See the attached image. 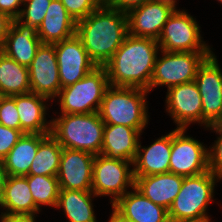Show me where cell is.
<instances>
[{
	"label": "cell",
	"instance_id": "1",
	"mask_svg": "<svg viewBox=\"0 0 222 222\" xmlns=\"http://www.w3.org/2000/svg\"><path fill=\"white\" fill-rule=\"evenodd\" d=\"M160 51L157 40L127 35L113 57L104 65L109 84L118 87L146 89Z\"/></svg>",
	"mask_w": 222,
	"mask_h": 222
},
{
	"label": "cell",
	"instance_id": "2",
	"mask_svg": "<svg viewBox=\"0 0 222 222\" xmlns=\"http://www.w3.org/2000/svg\"><path fill=\"white\" fill-rule=\"evenodd\" d=\"M76 35L96 66H104L128 35L127 13L100 6L77 21Z\"/></svg>",
	"mask_w": 222,
	"mask_h": 222
},
{
	"label": "cell",
	"instance_id": "3",
	"mask_svg": "<svg viewBox=\"0 0 222 222\" xmlns=\"http://www.w3.org/2000/svg\"><path fill=\"white\" fill-rule=\"evenodd\" d=\"M146 89L109 86L99 108V116L105 124L125 125L140 133L148 124Z\"/></svg>",
	"mask_w": 222,
	"mask_h": 222
},
{
	"label": "cell",
	"instance_id": "4",
	"mask_svg": "<svg viewBox=\"0 0 222 222\" xmlns=\"http://www.w3.org/2000/svg\"><path fill=\"white\" fill-rule=\"evenodd\" d=\"M105 123L98 112L61 114L51 119L50 134L63 147L71 150L101 153Z\"/></svg>",
	"mask_w": 222,
	"mask_h": 222
},
{
	"label": "cell",
	"instance_id": "5",
	"mask_svg": "<svg viewBox=\"0 0 222 222\" xmlns=\"http://www.w3.org/2000/svg\"><path fill=\"white\" fill-rule=\"evenodd\" d=\"M220 180L210 170L184 177L180 192L168 209L170 222L210 221L206 211L213 201L215 185Z\"/></svg>",
	"mask_w": 222,
	"mask_h": 222
},
{
	"label": "cell",
	"instance_id": "6",
	"mask_svg": "<svg viewBox=\"0 0 222 222\" xmlns=\"http://www.w3.org/2000/svg\"><path fill=\"white\" fill-rule=\"evenodd\" d=\"M110 86L104 66H97L75 84L61 88L58 94L60 114L98 112L105 91Z\"/></svg>",
	"mask_w": 222,
	"mask_h": 222
},
{
	"label": "cell",
	"instance_id": "7",
	"mask_svg": "<svg viewBox=\"0 0 222 222\" xmlns=\"http://www.w3.org/2000/svg\"><path fill=\"white\" fill-rule=\"evenodd\" d=\"M156 58L150 91L158 86L171 87L195 81L198 67L213 52H168Z\"/></svg>",
	"mask_w": 222,
	"mask_h": 222
},
{
	"label": "cell",
	"instance_id": "8",
	"mask_svg": "<svg viewBox=\"0 0 222 222\" xmlns=\"http://www.w3.org/2000/svg\"><path fill=\"white\" fill-rule=\"evenodd\" d=\"M197 20L187 11L175 9L169 16L157 42L168 52H213L202 40Z\"/></svg>",
	"mask_w": 222,
	"mask_h": 222
},
{
	"label": "cell",
	"instance_id": "9",
	"mask_svg": "<svg viewBox=\"0 0 222 222\" xmlns=\"http://www.w3.org/2000/svg\"><path fill=\"white\" fill-rule=\"evenodd\" d=\"M133 162L110 159L102 154L95 155L92 173V192L98 196H111L112 205L122 197L127 188L134 187Z\"/></svg>",
	"mask_w": 222,
	"mask_h": 222
},
{
	"label": "cell",
	"instance_id": "10",
	"mask_svg": "<svg viewBox=\"0 0 222 222\" xmlns=\"http://www.w3.org/2000/svg\"><path fill=\"white\" fill-rule=\"evenodd\" d=\"M195 82L202 99V125L222 124V69L212 53L198 67Z\"/></svg>",
	"mask_w": 222,
	"mask_h": 222
},
{
	"label": "cell",
	"instance_id": "11",
	"mask_svg": "<svg viewBox=\"0 0 222 222\" xmlns=\"http://www.w3.org/2000/svg\"><path fill=\"white\" fill-rule=\"evenodd\" d=\"M187 129L172 130L169 172L183 177L208 171V148L202 142L185 135Z\"/></svg>",
	"mask_w": 222,
	"mask_h": 222
},
{
	"label": "cell",
	"instance_id": "12",
	"mask_svg": "<svg viewBox=\"0 0 222 222\" xmlns=\"http://www.w3.org/2000/svg\"><path fill=\"white\" fill-rule=\"evenodd\" d=\"M55 52L61 88L75 84L97 67L76 34L55 43Z\"/></svg>",
	"mask_w": 222,
	"mask_h": 222
},
{
	"label": "cell",
	"instance_id": "13",
	"mask_svg": "<svg viewBox=\"0 0 222 222\" xmlns=\"http://www.w3.org/2000/svg\"><path fill=\"white\" fill-rule=\"evenodd\" d=\"M28 68L31 92L54 101L61 90L55 43H42Z\"/></svg>",
	"mask_w": 222,
	"mask_h": 222
},
{
	"label": "cell",
	"instance_id": "14",
	"mask_svg": "<svg viewBox=\"0 0 222 222\" xmlns=\"http://www.w3.org/2000/svg\"><path fill=\"white\" fill-rule=\"evenodd\" d=\"M172 3L151 0L127 12L128 34L158 40L164 24L174 12Z\"/></svg>",
	"mask_w": 222,
	"mask_h": 222
},
{
	"label": "cell",
	"instance_id": "15",
	"mask_svg": "<svg viewBox=\"0 0 222 222\" xmlns=\"http://www.w3.org/2000/svg\"><path fill=\"white\" fill-rule=\"evenodd\" d=\"M166 111L177 128H188L198 122L202 126V99L195 81L167 89Z\"/></svg>",
	"mask_w": 222,
	"mask_h": 222
},
{
	"label": "cell",
	"instance_id": "16",
	"mask_svg": "<svg viewBox=\"0 0 222 222\" xmlns=\"http://www.w3.org/2000/svg\"><path fill=\"white\" fill-rule=\"evenodd\" d=\"M94 158L89 152L63 148L56 176L59 188L92 191Z\"/></svg>",
	"mask_w": 222,
	"mask_h": 222
},
{
	"label": "cell",
	"instance_id": "17",
	"mask_svg": "<svg viewBox=\"0 0 222 222\" xmlns=\"http://www.w3.org/2000/svg\"><path fill=\"white\" fill-rule=\"evenodd\" d=\"M15 100L20 119V130L25 134L49 135L51 120L46 115L48 98L33 92L11 96ZM46 101V102H45Z\"/></svg>",
	"mask_w": 222,
	"mask_h": 222
},
{
	"label": "cell",
	"instance_id": "18",
	"mask_svg": "<svg viewBox=\"0 0 222 222\" xmlns=\"http://www.w3.org/2000/svg\"><path fill=\"white\" fill-rule=\"evenodd\" d=\"M41 44L35 27L13 19L1 51L20 65L29 67Z\"/></svg>",
	"mask_w": 222,
	"mask_h": 222
},
{
	"label": "cell",
	"instance_id": "19",
	"mask_svg": "<svg viewBox=\"0 0 222 222\" xmlns=\"http://www.w3.org/2000/svg\"><path fill=\"white\" fill-rule=\"evenodd\" d=\"M172 131L158 138L149 147L138 149L133 161L134 177L149 176L169 172L171 158Z\"/></svg>",
	"mask_w": 222,
	"mask_h": 222
},
{
	"label": "cell",
	"instance_id": "20",
	"mask_svg": "<svg viewBox=\"0 0 222 222\" xmlns=\"http://www.w3.org/2000/svg\"><path fill=\"white\" fill-rule=\"evenodd\" d=\"M142 135L135 128L125 125L105 124L103 131L102 155L117 160L133 162Z\"/></svg>",
	"mask_w": 222,
	"mask_h": 222
},
{
	"label": "cell",
	"instance_id": "21",
	"mask_svg": "<svg viewBox=\"0 0 222 222\" xmlns=\"http://www.w3.org/2000/svg\"><path fill=\"white\" fill-rule=\"evenodd\" d=\"M132 190L112 205L120 214L134 222H170L166 208L153 203L135 187Z\"/></svg>",
	"mask_w": 222,
	"mask_h": 222
},
{
	"label": "cell",
	"instance_id": "22",
	"mask_svg": "<svg viewBox=\"0 0 222 222\" xmlns=\"http://www.w3.org/2000/svg\"><path fill=\"white\" fill-rule=\"evenodd\" d=\"M134 187L153 203L166 208L171 207L180 192L183 176L171 172L134 177Z\"/></svg>",
	"mask_w": 222,
	"mask_h": 222
},
{
	"label": "cell",
	"instance_id": "23",
	"mask_svg": "<svg viewBox=\"0 0 222 222\" xmlns=\"http://www.w3.org/2000/svg\"><path fill=\"white\" fill-rule=\"evenodd\" d=\"M77 22L60 0H52L37 35L42 43L54 44L76 34Z\"/></svg>",
	"mask_w": 222,
	"mask_h": 222
},
{
	"label": "cell",
	"instance_id": "24",
	"mask_svg": "<svg viewBox=\"0 0 222 222\" xmlns=\"http://www.w3.org/2000/svg\"><path fill=\"white\" fill-rule=\"evenodd\" d=\"M0 207L7 215L37 216L40 209L35 205L25 176H9L6 179Z\"/></svg>",
	"mask_w": 222,
	"mask_h": 222
},
{
	"label": "cell",
	"instance_id": "25",
	"mask_svg": "<svg viewBox=\"0 0 222 222\" xmlns=\"http://www.w3.org/2000/svg\"><path fill=\"white\" fill-rule=\"evenodd\" d=\"M48 135L23 134L16 145L3 159L4 167L9 176H26L35 158L39 144Z\"/></svg>",
	"mask_w": 222,
	"mask_h": 222
},
{
	"label": "cell",
	"instance_id": "26",
	"mask_svg": "<svg viewBox=\"0 0 222 222\" xmlns=\"http://www.w3.org/2000/svg\"><path fill=\"white\" fill-rule=\"evenodd\" d=\"M92 197V191L60 189L56 208H63L68 222H97Z\"/></svg>",
	"mask_w": 222,
	"mask_h": 222
},
{
	"label": "cell",
	"instance_id": "27",
	"mask_svg": "<svg viewBox=\"0 0 222 222\" xmlns=\"http://www.w3.org/2000/svg\"><path fill=\"white\" fill-rule=\"evenodd\" d=\"M31 92L29 68L20 65L0 50V96Z\"/></svg>",
	"mask_w": 222,
	"mask_h": 222
},
{
	"label": "cell",
	"instance_id": "28",
	"mask_svg": "<svg viewBox=\"0 0 222 222\" xmlns=\"http://www.w3.org/2000/svg\"><path fill=\"white\" fill-rule=\"evenodd\" d=\"M63 147L49 134L38 147L28 175L57 176Z\"/></svg>",
	"mask_w": 222,
	"mask_h": 222
},
{
	"label": "cell",
	"instance_id": "29",
	"mask_svg": "<svg viewBox=\"0 0 222 222\" xmlns=\"http://www.w3.org/2000/svg\"><path fill=\"white\" fill-rule=\"evenodd\" d=\"M25 177L35 205L39 209L43 205L56 208L60 191L57 177L45 175H26Z\"/></svg>",
	"mask_w": 222,
	"mask_h": 222
},
{
	"label": "cell",
	"instance_id": "30",
	"mask_svg": "<svg viewBox=\"0 0 222 222\" xmlns=\"http://www.w3.org/2000/svg\"><path fill=\"white\" fill-rule=\"evenodd\" d=\"M52 0H30L23 2L18 20L38 29ZM26 7V8H25Z\"/></svg>",
	"mask_w": 222,
	"mask_h": 222
},
{
	"label": "cell",
	"instance_id": "31",
	"mask_svg": "<svg viewBox=\"0 0 222 222\" xmlns=\"http://www.w3.org/2000/svg\"><path fill=\"white\" fill-rule=\"evenodd\" d=\"M219 136L213 146L208 148V169L222 179V124L209 127Z\"/></svg>",
	"mask_w": 222,
	"mask_h": 222
},
{
	"label": "cell",
	"instance_id": "32",
	"mask_svg": "<svg viewBox=\"0 0 222 222\" xmlns=\"http://www.w3.org/2000/svg\"><path fill=\"white\" fill-rule=\"evenodd\" d=\"M0 124L20 130L18 110L11 96H0Z\"/></svg>",
	"mask_w": 222,
	"mask_h": 222
},
{
	"label": "cell",
	"instance_id": "33",
	"mask_svg": "<svg viewBox=\"0 0 222 222\" xmlns=\"http://www.w3.org/2000/svg\"><path fill=\"white\" fill-rule=\"evenodd\" d=\"M67 12L79 21L86 18L90 13L95 11L99 6L93 0H60Z\"/></svg>",
	"mask_w": 222,
	"mask_h": 222
},
{
	"label": "cell",
	"instance_id": "34",
	"mask_svg": "<svg viewBox=\"0 0 222 222\" xmlns=\"http://www.w3.org/2000/svg\"><path fill=\"white\" fill-rule=\"evenodd\" d=\"M23 134L21 130L5 127L0 124V160H3L7 156Z\"/></svg>",
	"mask_w": 222,
	"mask_h": 222
},
{
	"label": "cell",
	"instance_id": "35",
	"mask_svg": "<svg viewBox=\"0 0 222 222\" xmlns=\"http://www.w3.org/2000/svg\"><path fill=\"white\" fill-rule=\"evenodd\" d=\"M151 0H106L105 6L122 12H128Z\"/></svg>",
	"mask_w": 222,
	"mask_h": 222
},
{
	"label": "cell",
	"instance_id": "36",
	"mask_svg": "<svg viewBox=\"0 0 222 222\" xmlns=\"http://www.w3.org/2000/svg\"><path fill=\"white\" fill-rule=\"evenodd\" d=\"M22 4V0H0V12L8 15L11 19H17Z\"/></svg>",
	"mask_w": 222,
	"mask_h": 222
},
{
	"label": "cell",
	"instance_id": "37",
	"mask_svg": "<svg viewBox=\"0 0 222 222\" xmlns=\"http://www.w3.org/2000/svg\"><path fill=\"white\" fill-rule=\"evenodd\" d=\"M12 21L13 19H11L8 15L0 12V50L5 43Z\"/></svg>",
	"mask_w": 222,
	"mask_h": 222
},
{
	"label": "cell",
	"instance_id": "38",
	"mask_svg": "<svg viewBox=\"0 0 222 222\" xmlns=\"http://www.w3.org/2000/svg\"><path fill=\"white\" fill-rule=\"evenodd\" d=\"M35 216H25V215H0V222H36Z\"/></svg>",
	"mask_w": 222,
	"mask_h": 222
},
{
	"label": "cell",
	"instance_id": "39",
	"mask_svg": "<svg viewBox=\"0 0 222 222\" xmlns=\"http://www.w3.org/2000/svg\"><path fill=\"white\" fill-rule=\"evenodd\" d=\"M8 177L7 171L4 167L3 160H0V200L3 196L6 179Z\"/></svg>",
	"mask_w": 222,
	"mask_h": 222
},
{
	"label": "cell",
	"instance_id": "40",
	"mask_svg": "<svg viewBox=\"0 0 222 222\" xmlns=\"http://www.w3.org/2000/svg\"><path fill=\"white\" fill-rule=\"evenodd\" d=\"M112 208L113 210L109 222H134L120 214L113 206Z\"/></svg>",
	"mask_w": 222,
	"mask_h": 222
},
{
	"label": "cell",
	"instance_id": "41",
	"mask_svg": "<svg viewBox=\"0 0 222 222\" xmlns=\"http://www.w3.org/2000/svg\"><path fill=\"white\" fill-rule=\"evenodd\" d=\"M99 7L105 6L106 0H93Z\"/></svg>",
	"mask_w": 222,
	"mask_h": 222
},
{
	"label": "cell",
	"instance_id": "42",
	"mask_svg": "<svg viewBox=\"0 0 222 222\" xmlns=\"http://www.w3.org/2000/svg\"><path fill=\"white\" fill-rule=\"evenodd\" d=\"M161 1H166V2L172 3L175 6H176V3H177V0H161Z\"/></svg>",
	"mask_w": 222,
	"mask_h": 222
},
{
	"label": "cell",
	"instance_id": "43",
	"mask_svg": "<svg viewBox=\"0 0 222 222\" xmlns=\"http://www.w3.org/2000/svg\"><path fill=\"white\" fill-rule=\"evenodd\" d=\"M185 222H211V221H185Z\"/></svg>",
	"mask_w": 222,
	"mask_h": 222
}]
</instances>
